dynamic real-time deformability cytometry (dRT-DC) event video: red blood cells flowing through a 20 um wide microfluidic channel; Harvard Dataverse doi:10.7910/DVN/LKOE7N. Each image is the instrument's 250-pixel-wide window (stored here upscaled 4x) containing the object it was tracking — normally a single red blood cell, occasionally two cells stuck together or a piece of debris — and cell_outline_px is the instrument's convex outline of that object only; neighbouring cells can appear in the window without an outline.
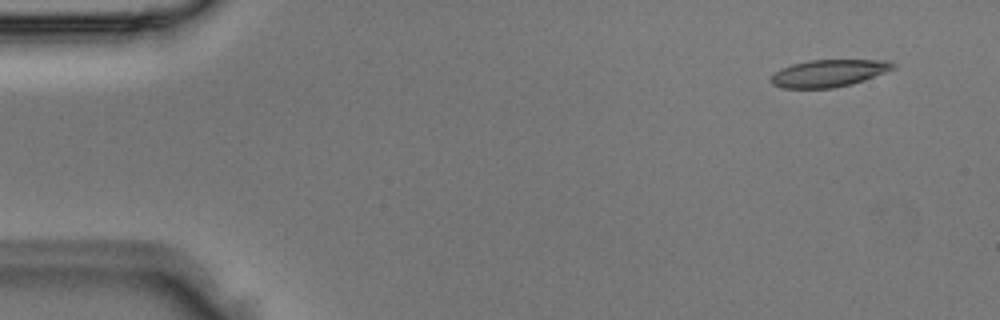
{"species": "Egyptian fruit bat (a non-hibernating species)", "species_latin": "Rousettus aegyptiacus", "temperature_condition": "room temperature", "stored_images_in_passage": 3, "camera_frame_rate_fps": 3000, "um_per_image_px": 0.085, "animal": {"sex": "male"}, "frame": {"image": 1, "passage_image": 1, "time_ms": 0.0, "image_size_px": [1000, 320], "cell_outline_px": [[896, 68], [864, 80], [852, 84], [832, 88], [780, 88], [772, 84], [772, 76], [780, 68], [792, 64], [808, 60], [884, 60], [896, 64]], "centroid_in_image_um": [70.44, 6.22], "position_along_channel_um": 14.6, "area_um2": 19.31}}
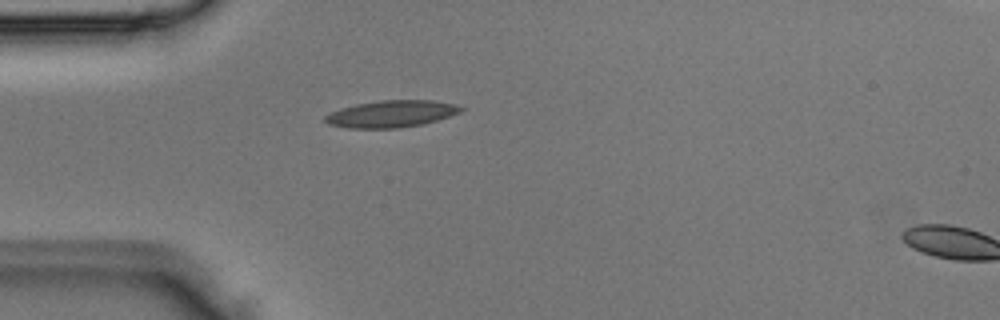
{"frame": {"image": 2, "passage_image": 3, "time_ms": 0.667, "image_size_px": [1000, 320], "cell_outline_px": [[464, 108], [460, 112], [424, 124], [400, 128], [348, 128], [328, 124], [324, 120], [324, 116], [340, 108], [356, 104], [380, 100], [432, 100], [456, 104]], "centroid_in_image_um": [33.25, 9.68], "position_along_channel_um": 51.7, "area_um2": 21.27}}